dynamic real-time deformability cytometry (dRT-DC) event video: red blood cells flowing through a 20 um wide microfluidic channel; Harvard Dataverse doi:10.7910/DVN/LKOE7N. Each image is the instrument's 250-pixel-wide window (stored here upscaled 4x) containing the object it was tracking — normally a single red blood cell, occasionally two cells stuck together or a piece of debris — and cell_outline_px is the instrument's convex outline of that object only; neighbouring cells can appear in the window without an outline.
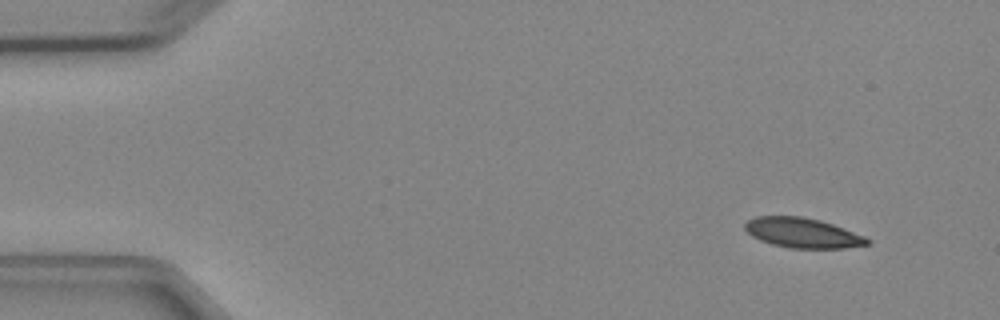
{"species": "Egyptian fruit bat (a non-hibernating species)", "species_latin": "Rousettus aegyptiacus", "temperature_condition": "cold", "stored_images_in_passage": 5, "camera_frame_rate_fps": 3000, "um_per_image_px": 0.085, "animal": {"sex": "female"}, "frame": {"image": 1, "passage_image": 1, "time_ms": 0.0, "image_size_px": [1000, 320], "cell_outline_px": [[872, 240], [868, 244], [844, 248], [788, 248], [772, 244], [760, 240], [752, 236], [744, 228], [744, 224], [748, 220], [756, 216], [800, 216], [820, 220], [832, 224], [864, 236]], "centroid_in_image_um": [68.2, 19.79], "position_along_channel_um": 16.8, "area_um2": 21.21}}
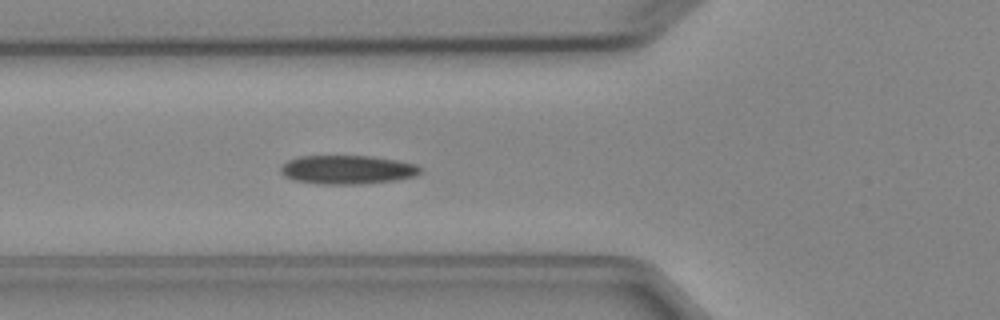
{"frame": {"image": 2, "passage_image": 5, "time_ms": 4.667, "image_size_px": [1000, 320], "cell_outline_px": [[420, 172], [416, 176], [396, 180], [360, 184], [320, 184], [296, 180], [284, 176], [280, 172], [280, 168], [288, 160], [296, 156], [372, 156], [396, 160], [416, 164], [420, 168]], "centroid_in_image_um": [29.52, 14.42], "position_along_channel_um": 96.3, "area_um2": 23.41}}